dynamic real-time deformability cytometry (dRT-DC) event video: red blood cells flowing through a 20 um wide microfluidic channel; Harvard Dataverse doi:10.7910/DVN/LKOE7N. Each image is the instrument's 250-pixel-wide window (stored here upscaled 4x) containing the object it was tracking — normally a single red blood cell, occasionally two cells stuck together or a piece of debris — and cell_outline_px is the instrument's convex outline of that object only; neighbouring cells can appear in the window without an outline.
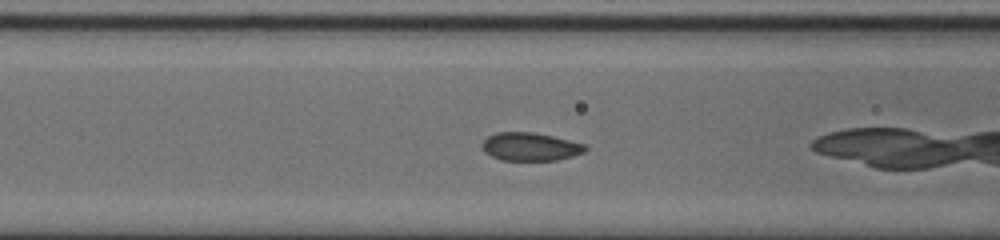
{"species": "common noctule bat (a hibernating species)", "species_latin": "Nyctalus noctula", "temperature_condition": "cold", "stored_images_in_passage": 15, "camera_frame_rate_fps": 3000, "um_per_image_px": 0.085, "animal": {"sex": "male", "body_mass_g": 20.0, "forearm_length_mm": 53.3}, "frame": {"image": 1, "passage_image": 11, "time_ms": 3.333, "image_size_px": [1000, 240], "cell_outline_px": [[588, 148], [584, 152], [572, 156], [556, 160], [500, 160], [484, 152], [480, 144], [488, 136], [496, 132], [532, 132], [552, 136], [584, 144]], "centroid_in_image_um": [45.03, 12.47], "position_along_channel_um": 121.6, "area_um2": 16.88}}